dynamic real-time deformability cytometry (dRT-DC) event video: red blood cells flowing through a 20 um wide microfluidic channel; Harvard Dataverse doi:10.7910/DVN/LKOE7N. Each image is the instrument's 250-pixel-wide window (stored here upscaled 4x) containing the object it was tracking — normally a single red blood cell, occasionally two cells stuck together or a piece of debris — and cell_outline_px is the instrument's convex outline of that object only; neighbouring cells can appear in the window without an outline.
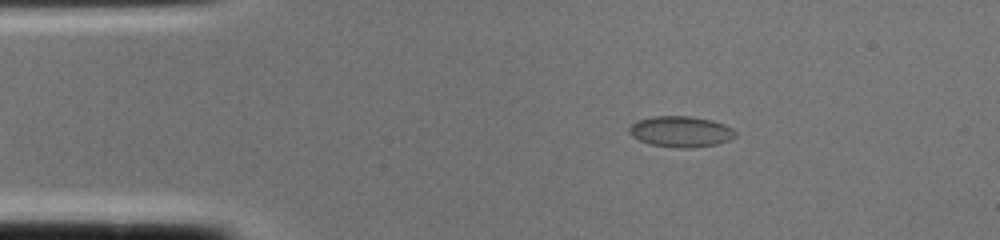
{"species": "common noctule bat (a hibernating species)", "species_latin": "Nyctalus noctula", "temperature_condition": "cold", "stored_images_in_passage": 1, "camera_frame_rate_fps": 3000, "um_per_image_px": 0.085, "animal": {"sex": "female", "body_mass_g": 22.0, "forearm_length_mm": 56.7}, "frame": {"image": 1, "passage_image": 1, "time_ms": 0.0, "image_size_px": [1000, 240], "cell_outline_px": [[736, 136], [728, 140], [716, 144], [692, 148], [676, 148], [648, 144], [632, 136], [628, 132], [628, 128], [636, 120], [652, 116], [692, 116], [712, 120], [724, 124], [732, 128], [736, 132]], "centroid_in_image_um": [57.84, 11.18], "position_along_channel_um": 27.2, "area_um2": 19.31}}